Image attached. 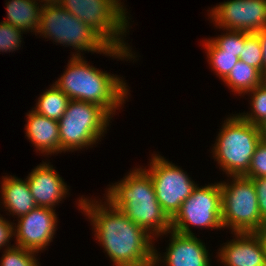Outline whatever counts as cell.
<instances>
[{
    "label": "cell",
    "instance_id": "obj_13",
    "mask_svg": "<svg viewBox=\"0 0 266 266\" xmlns=\"http://www.w3.org/2000/svg\"><path fill=\"white\" fill-rule=\"evenodd\" d=\"M27 181L37 207L53 209L55 203L58 204L68 191L60 175L46 162L37 166Z\"/></svg>",
    "mask_w": 266,
    "mask_h": 266
},
{
    "label": "cell",
    "instance_id": "obj_22",
    "mask_svg": "<svg viewBox=\"0 0 266 266\" xmlns=\"http://www.w3.org/2000/svg\"><path fill=\"white\" fill-rule=\"evenodd\" d=\"M240 61L263 71V53L261 41L256 33L245 32V42L242 46Z\"/></svg>",
    "mask_w": 266,
    "mask_h": 266
},
{
    "label": "cell",
    "instance_id": "obj_5",
    "mask_svg": "<svg viewBox=\"0 0 266 266\" xmlns=\"http://www.w3.org/2000/svg\"><path fill=\"white\" fill-rule=\"evenodd\" d=\"M221 130L213 147V157L228 175L244 176L261 141L258 126L235 115L227 118Z\"/></svg>",
    "mask_w": 266,
    "mask_h": 266
},
{
    "label": "cell",
    "instance_id": "obj_32",
    "mask_svg": "<svg viewBox=\"0 0 266 266\" xmlns=\"http://www.w3.org/2000/svg\"><path fill=\"white\" fill-rule=\"evenodd\" d=\"M258 129L261 141L266 143V120L258 125Z\"/></svg>",
    "mask_w": 266,
    "mask_h": 266
},
{
    "label": "cell",
    "instance_id": "obj_19",
    "mask_svg": "<svg viewBox=\"0 0 266 266\" xmlns=\"http://www.w3.org/2000/svg\"><path fill=\"white\" fill-rule=\"evenodd\" d=\"M234 92L242 94L252 91L261 83V72L245 62L235 64L227 77L223 80Z\"/></svg>",
    "mask_w": 266,
    "mask_h": 266
},
{
    "label": "cell",
    "instance_id": "obj_4",
    "mask_svg": "<svg viewBox=\"0 0 266 266\" xmlns=\"http://www.w3.org/2000/svg\"><path fill=\"white\" fill-rule=\"evenodd\" d=\"M37 33L51 37L55 42L67 44L78 51L101 52L120 59L135 58L129 48L110 46L96 31L57 2L42 4L40 24Z\"/></svg>",
    "mask_w": 266,
    "mask_h": 266
},
{
    "label": "cell",
    "instance_id": "obj_23",
    "mask_svg": "<svg viewBox=\"0 0 266 266\" xmlns=\"http://www.w3.org/2000/svg\"><path fill=\"white\" fill-rule=\"evenodd\" d=\"M250 92L253 94L251 101L253 112L249 114L243 113V115L240 114L239 116L243 120L258 126L261 122L266 120V88L258 85Z\"/></svg>",
    "mask_w": 266,
    "mask_h": 266
},
{
    "label": "cell",
    "instance_id": "obj_15",
    "mask_svg": "<svg viewBox=\"0 0 266 266\" xmlns=\"http://www.w3.org/2000/svg\"><path fill=\"white\" fill-rule=\"evenodd\" d=\"M171 242L164 255L168 266H210L208 250L195 235H183L173 230Z\"/></svg>",
    "mask_w": 266,
    "mask_h": 266
},
{
    "label": "cell",
    "instance_id": "obj_17",
    "mask_svg": "<svg viewBox=\"0 0 266 266\" xmlns=\"http://www.w3.org/2000/svg\"><path fill=\"white\" fill-rule=\"evenodd\" d=\"M2 179H4L1 186L3 205L10 214L12 212L21 217L37 207L27 179L23 181L14 176Z\"/></svg>",
    "mask_w": 266,
    "mask_h": 266
},
{
    "label": "cell",
    "instance_id": "obj_31",
    "mask_svg": "<svg viewBox=\"0 0 266 266\" xmlns=\"http://www.w3.org/2000/svg\"><path fill=\"white\" fill-rule=\"evenodd\" d=\"M255 234L259 237V239L263 245V249L266 252V221H264L261 224V226L257 229Z\"/></svg>",
    "mask_w": 266,
    "mask_h": 266
},
{
    "label": "cell",
    "instance_id": "obj_20",
    "mask_svg": "<svg viewBox=\"0 0 266 266\" xmlns=\"http://www.w3.org/2000/svg\"><path fill=\"white\" fill-rule=\"evenodd\" d=\"M70 99L56 85L45 91L38 99L35 111L37 114L59 121L65 113Z\"/></svg>",
    "mask_w": 266,
    "mask_h": 266
},
{
    "label": "cell",
    "instance_id": "obj_14",
    "mask_svg": "<svg viewBox=\"0 0 266 266\" xmlns=\"http://www.w3.org/2000/svg\"><path fill=\"white\" fill-rule=\"evenodd\" d=\"M235 236L236 239L220 249L218 256L222 263L226 266L266 265V252L255 233H235Z\"/></svg>",
    "mask_w": 266,
    "mask_h": 266
},
{
    "label": "cell",
    "instance_id": "obj_26",
    "mask_svg": "<svg viewBox=\"0 0 266 266\" xmlns=\"http://www.w3.org/2000/svg\"><path fill=\"white\" fill-rule=\"evenodd\" d=\"M21 32L24 31L2 21L0 23V52L17 49L21 44Z\"/></svg>",
    "mask_w": 266,
    "mask_h": 266
},
{
    "label": "cell",
    "instance_id": "obj_11",
    "mask_svg": "<svg viewBox=\"0 0 266 266\" xmlns=\"http://www.w3.org/2000/svg\"><path fill=\"white\" fill-rule=\"evenodd\" d=\"M210 15L227 31L257 33L266 27V0H230L213 7Z\"/></svg>",
    "mask_w": 266,
    "mask_h": 266
},
{
    "label": "cell",
    "instance_id": "obj_29",
    "mask_svg": "<svg viewBox=\"0 0 266 266\" xmlns=\"http://www.w3.org/2000/svg\"><path fill=\"white\" fill-rule=\"evenodd\" d=\"M14 227L12 223L9 221L4 220L3 217H0V248L4 245H7L11 236H14Z\"/></svg>",
    "mask_w": 266,
    "mask_h": 266
},
{
    "label": "cell",
    "instance_id": "obj_28",
    "mask_svg": "<svg viewBox=\"0 0 266 266\" xmlns=\"http://www.w3.org/2000/svg\"><path fill=\"white\" fill-rule=\"evenodd\" d=\"M256 189L258 197V209L261 217L266 221V177L251 179Z\"/></svg>",
    "mask_w": 266,
    "mask_h": 266
},
{
    "label": "cell",
    "instance_id": "obj_18",
    "mask_svg": "<svg viewBox=\"0 0 266 266\" xmlns=\"http://www.w3.org/2000/svg\"><path fill=\"white\" fill-rule=\"evenodd\" d=\"M36 0H10L7 4V19L4 22L22 31L37 32L40 24L42 6Z\"/></svg>",
    "mask_w": 266,
    "mask_h": 266
},
{
    "label": "cell",
    "instance_id": "obj_24",
    "mask_svg": "<svg viewBox=\"0 0 266 266\" xmlns=\"http://www.w3.org/2000/svg\"><path fill=\"white\" fill-rule=\"evenodd\" d=\"M2 256L0 266H38V260L34 257L35 251L18 246L7 247Z\"/></svg>",
    "mask_w": 266,
    "mask_h": 266
},
{
    "label": "cell",
    "instance_id": "obj_16",
    "mask_svg": "<svg viewBox=\"0 0 266 266\" xmlns=\"http://www.w3.org/2000/svg\"><path fill=\"white\" fill-rule=\"evenodd\" d=\"M26 135L42 153H59L60 135L58 121L30 111L27 114Z\"/></svg>",
    "mask_w": 266,
    "mask_h": 266
},
{
    "label": "cell",
    "instance_id": "obj_2",
    "mask_svg": "<svg viewBox=\"0 0 266 266\" xmlns=\"http://www.w3.org/2000/svg\"><path fill=\"white\" fill-rule=\"evenodd\" d=\"M107 192V202L150 235L160 236L171 230V219L159 204L153 181L144 169H134Z\"/></svg>",
    "mask_w": 266,
    "mask_h": 266
},
{
    "label": "cell",
    "instance_id": "obj_6",
    "mask_svg": "<svg viewBox=\"0 0 266 266\" xmlns=\"http://www.w3.org/2000/svg\"><path fill=\"white\" fill-rule=\"evenodd\" d=\"M111 115L101 106L85 101L70 100L58 121L60 152L82 149L95 144L103 135Z\"/></svg>",
    "mask_w": 266,
    "mask_h": 266
},
{
    "label": "cell",
    "instance_id": "obj_30",
    "mask_svg": "<svg viewBox=\"0 0 266 266\" xmlns=\"http://www.w3.org/2000/svg\"><path fill=\"white\" fill-rule=\"evenodd\" d=\"M261 41L263 53V69H266V27L256 33Z\"/></svg>",
    "mask_w": 266,
    "mask_h": 266
},
{
    "label": "cell",
    "instance_id": "obj_1",
    "mask_svg": "<svg viewBox=\"0 0 266 266\" xmlns=\"http://www.w3.org/2000/svg\"><path fill=\"white\" fill-rule=\"evenodd\" d=\"M96 203L81 198L78 205L91 219L96 239L116 266H156L161 261L152 235L110 203L109 208Z\"/></svg>",
    "mask_w": 266,
    "mask_h": 266
},
{
    "label": "cell",
    "instance_id": "obj_12",
    "mask_svg": "<svg viewBox=\"0 0 266 266\" xmlns=\"http://www.w3.org/2000/svg\"><path fill=\"white\" fill-rule=\"evenodd\" d=\"M19 218L16 229H13L16 246L37 253L44 250L56 231L57 217L54 209L36 207Z\"/></svg>",
    "mask_w": 266,
    "mask_h": 266
},
{
    "label": "cell",
    "instance_id": "obj_7",
    "mask_svg": "<svg viewBox=\"0 0 266 266\" xmlns=\"http://www.w3.org/2000/svg\"><path fill=\"white\" fill-rule=\"evenodd\" d=\"M120 0H58L57 3L96 31L110 46L128 48L122 35L126 33L127 16ZM121 35V37H120ZM120 37V38H119Z\"/></svg>",
    "mask_w": 266,
    "mask_h": 266
},
{
    "label": "cell",
    "instance_id": "obj_34",
    "mask_svg": "<svg viewBox=\"0 0 266 266\" xmlns=\"http://www.w3.org/2000/svg\"><path fill=\"white\" fill-rule=\"evenodd\" d=\"M38 1V0H37ZM40 1V0H39ZM45 2V3H51V2H57L58 0H41L40 2Z\"/></svg>",
    "mask_w": 266,
    "mask_h": 266
},
{
    "label": "cell",
    "instance_id": "obj_3",
    "mask_svg": "<svg viewBox=\"0 0 266 266\" xmlns=\"http://www.w3.org/2000/svg\"><path fill=\"white\" fill-rule=\"evenodd\" d=\"M68 68L55 82L70 100L91 102L104 108L110 115L125 101L128 89L117 76L104 73L88 65L80 55L73 54Z\"/></svg>",
    "mask_w": 266,
    "mask_h": 266
},
{
    "label": "cell",
    "instance_id": "obj_10",
    "mask_svg": "<svg viewBox=\"0 0 266 266\" xmlns=\"http://www.w3.org/2000/svg\"><path fill=\"white\" fill-rule=\"evenodd\" d=\"M149 168V171L144 170L153 181L157 200L163 211L172 219L197 185L183 170L161 156H153Z\"/></svg>",
    "mask_w": 266,
    "mask_h": 266
},
{
    "label": "cell",
    "instance_id": "obj_33",
    "mask_svg": "<svg viewBox=\"0 0 266 266\" xmlns=\"http://www.w3.org/2000/svg\"><path fill=\"white\" fill-rule=\"evenodd\" d=\"M261 86H263L264 88H266V69H263V71L261 72Z\"/></svg>",
    "mask_w": 266,
    "mask_h": 266
},
{
    "label": "cell",
    "instance_id": "obj_9",
    "mask_svg": "<svg viewBox=\"0 0 266 266\" xmlns=\"http://www.w3.org/2000/svg\"><path fill=\"white\" fill-rule=\"evenodd\" d=\"M190 224L211 229L223 227L220 183L201 188L197 186L171 219V230L183 235H193Z\"/></svg>",
    "mask_w": 266,
    "mask_h": 266
},
{
    "label": "cell",
    "instance_id": "obj_8",
    "mask_svg": "<svg viewBox=\"0 0 266 266\" xmlns=\"http://www.w3.org/2000/svg\"><path fill=\"white\" fill-rule=\"evenodd\" d=\"M232 182L220 183L223 228L231 227L234 234L255 233L264 220L258 209L253 181L244 176H233Z\"/></svg>",
    "mask_w": 266,
    "mask_h": 266
},
{
    "label": "cell",
    "instance_id": "obj_25",
    "mask_svg": "<svg viewBox=\"0 0 266 266\" xmlns=\"http://www.w3.org/2000/svg\"><path fill=\"white\" fill-rule=\"evenodd\" d=\"M223 52L237 53L240 57L245 42V32L229 30V33L211 39Z\"/></svg>",
    "mask_w": 266,
    "mask_h": 266
},
{
    "label": "cell",
    "instance_id": "obj_21",
    "mask_svg": "<svg viewBox=\"0 0 266 266\" xmlns=\"http://www.w3.org/2000/svg\"><path fill=\"white\" fill-rule=\"evenodd\" d=\"M205 48L207 50L208 60L212 64L213 70L225 79L237 62L240 61L237 53L223 52L212 40H206Z\"/></svg>",
    "mask_w": 266,
    "mask_h": 266
},
{
    "label": "cell",
    "instance_id": "obj_27",
    "mask_svg": "<svg viewBox=\"0 0 266 266\" xmlns=\"http://www.w3.org/2000/svg\"><path fill=\"white\" fill-rule=\"evenodd\" d=\"M244 177L253 179L266 177V143L260 141L252 156L248 172Z\"/></svg>",
    "mask_w": 266,
    "mask_h": 266
}]
</instances>
